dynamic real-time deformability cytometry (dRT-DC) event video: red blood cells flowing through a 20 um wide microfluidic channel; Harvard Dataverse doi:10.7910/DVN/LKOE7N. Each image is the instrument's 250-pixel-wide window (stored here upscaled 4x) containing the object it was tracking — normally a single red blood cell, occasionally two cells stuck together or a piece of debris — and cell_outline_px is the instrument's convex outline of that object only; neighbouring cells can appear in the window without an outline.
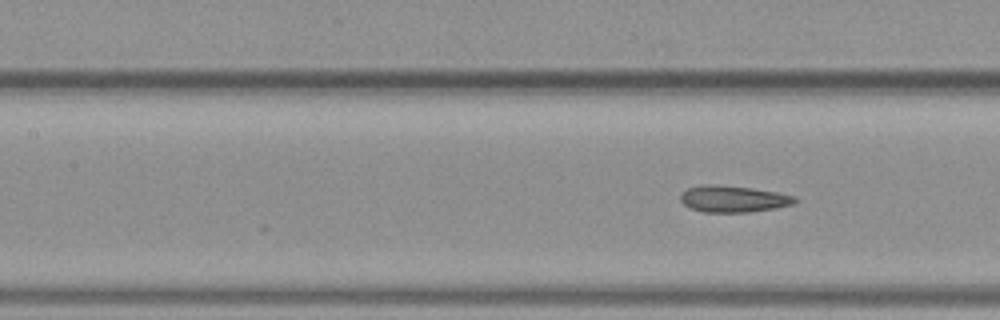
{"species": "common noctule bat (a hibernating species)", "species_latin": "Nyctalus noctula", "temperature_condition": "warm", "stored_images_in_passage": 22, "camera_frame_rate_fps": 3000, "um_per_image_px": 0.085, "animal": {"sex": "female", "body_mass_g": 19.3, "forearm_length_mm": 54.1}, "frame": {"image": 1, "passage_image": 22, "time_ms": 7.0, "image_size_px": [1000, 320], "cell_outline_px": [[800, 200], [796, 204], [776, 208], [748, 212], [704, 212], [692, 208], [684, 204], [680, 200], [680, 192], [688, 188], [704, 184], [716, 184], [752, 188], [776, 192], [796, 196]], "centroid_in_image_um": [62.37, 16.9], "position_along_channel_um": 145.0, "area_um2": 17.92}}